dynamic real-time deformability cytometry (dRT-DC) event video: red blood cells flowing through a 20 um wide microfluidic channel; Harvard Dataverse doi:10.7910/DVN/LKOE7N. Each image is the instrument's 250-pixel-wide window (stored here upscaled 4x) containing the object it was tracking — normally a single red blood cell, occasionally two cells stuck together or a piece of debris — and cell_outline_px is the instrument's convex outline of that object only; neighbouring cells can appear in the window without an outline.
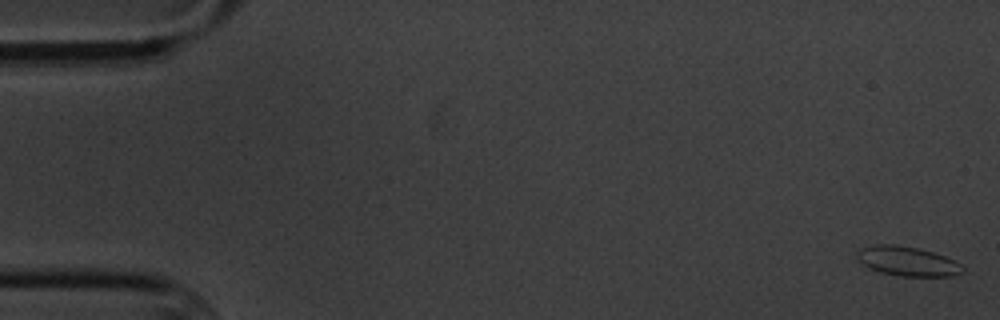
{"species": "common noctule bat (a hibernating species)", "species_latin": "Nyctalus noctula", "temperature_condition": "cold", "stored_images_in_passage": 5, "camera_frame_rate_fps": 3000, "um_per_image_px": 0.085, "animal": {"sex": "male", "body_mass_g": 20.1, "forearm_length_mm": 53.5}, "frame": {"image": 1, "passage_image": 1, "time_ms": 0.0, "image_size_px": [1000, 320], "cell_outline_px": [[964, 272], [952, 276], [900, 276], [880, 272], [868, 268], [856, 256], [856, 252], [860, 248], [872, 244], [896, 244], [920, 248], [944, 256], [960, 264], [964, 268]], "centroid_in_image_um": [77.1, 22.19], "position_along_channel_um": 7.9, "area_um2": 18.21}}